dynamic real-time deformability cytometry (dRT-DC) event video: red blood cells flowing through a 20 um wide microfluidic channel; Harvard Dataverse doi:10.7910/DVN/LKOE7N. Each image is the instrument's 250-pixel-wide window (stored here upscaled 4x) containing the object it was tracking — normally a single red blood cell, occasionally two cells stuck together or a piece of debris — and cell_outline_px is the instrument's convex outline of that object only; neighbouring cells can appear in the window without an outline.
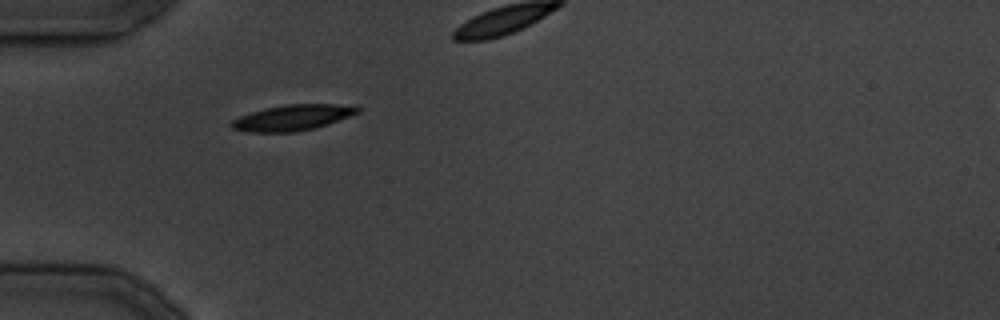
{"species": "common noctule bat (a hibernating species)", "species_latin": "Nyctalus noctula", "temperature_condition": "cold", "stored_images_in_passage": 20, "camera_frame_rate_fps": 3000, "um_per_image_px": 0.085, "animal": {"sex": "male", "body_mass_g": 19.5, "forearm_length_mm": 54.6}, "frame": {"image": 1, "passage_image": 1, "time_ms": 0.0, "image_size_px": [1000, 320], "cell_outline_px": [[360, 112], [328, 124], [316, 128], [292, 132], [248, 132], [232, 128], [228, 124], [232, 120], [240, 116], [264, 108], [284, 104], [356, 104], [360, 108]], "centroid_in_image_um": [24.9, 9.98], "position_along_channel_um": 60.1, "area_um2": 19.13}}